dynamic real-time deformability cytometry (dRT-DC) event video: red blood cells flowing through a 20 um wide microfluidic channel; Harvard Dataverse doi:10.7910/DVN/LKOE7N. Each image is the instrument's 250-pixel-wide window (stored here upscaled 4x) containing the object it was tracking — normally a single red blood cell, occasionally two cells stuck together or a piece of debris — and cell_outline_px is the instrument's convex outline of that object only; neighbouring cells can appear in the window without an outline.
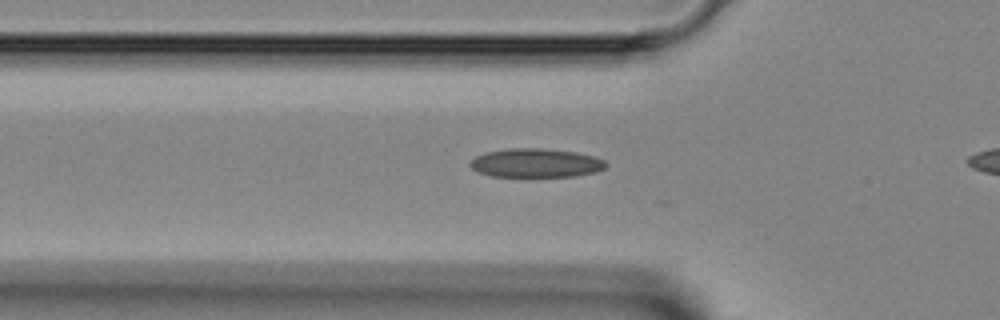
{"species": "Egyptian fruit bat (a non-hibernating species)", "species_latin": "Rousettus aegyptiacus", "temperature_condition": "room temperature", "stored_images_in_passage": 12, "camera_frame_rate_fps": 3000, "um_per_image_px": 0.085, "animal": {"sex": "female"}, "frame": {"image": 1, "passage_image": 10, "time_ms": 3.0, "image_size_px": [1000, 320], "cell_outline_px": [[608, 164], [604, 168], [596, 172], [576, 176], [528, 180], [492, 176], [476, 172], [468, 164], [476, 156], [484, 152], [508, 148], [544, 148], [576, 152], [596, 156], [604, 160]], "centroid_in_image_um": [45.53, 13.9], "position_along_channel_um": 80.3, "area_um2": 24.22}}